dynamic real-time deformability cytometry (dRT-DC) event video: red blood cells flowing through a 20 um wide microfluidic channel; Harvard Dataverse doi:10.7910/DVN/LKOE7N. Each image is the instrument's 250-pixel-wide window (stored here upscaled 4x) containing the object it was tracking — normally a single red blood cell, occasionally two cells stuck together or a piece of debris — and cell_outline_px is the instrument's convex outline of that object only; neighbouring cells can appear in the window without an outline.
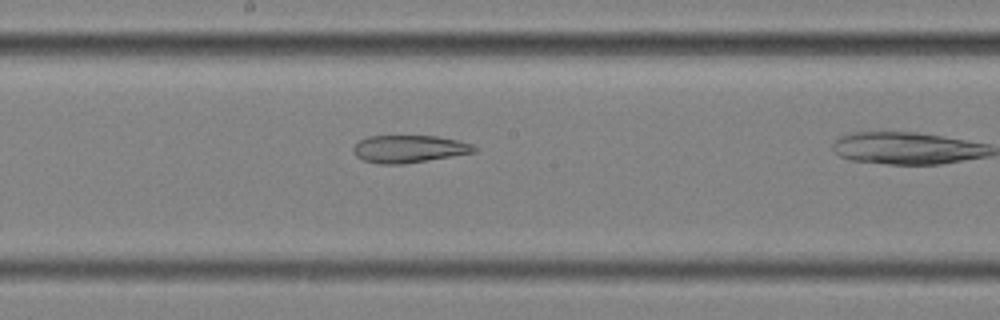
{"species": "common noctule bat (a hibernating species)", "species_latin": "Nyctalus noctula", "temperature_condition": "cold", "stored_images_in_passage": 28, "camera_frame_rate_fps": 3000, "um_per_image_px": 0.085, "animal": {"sex": "female", "body_mass_g": 25.1}, "frame": {"image": 1, "passage_image": 24, "time_ms": 7.667, "image_size_px": [1000, 320], "cell_outline_px": [[476, 152], [404, 164], [380, 164], [364, 160], [356, 156], [352, 152], [352, 148], [360, 140], [368, 136], [436, 136], [456, 140], [472, 144], [476, 148]], "centroid_in_image_um": [34.74, 12.66], "position_along_channel_um": 213.5, "area_um2": 19.25}}